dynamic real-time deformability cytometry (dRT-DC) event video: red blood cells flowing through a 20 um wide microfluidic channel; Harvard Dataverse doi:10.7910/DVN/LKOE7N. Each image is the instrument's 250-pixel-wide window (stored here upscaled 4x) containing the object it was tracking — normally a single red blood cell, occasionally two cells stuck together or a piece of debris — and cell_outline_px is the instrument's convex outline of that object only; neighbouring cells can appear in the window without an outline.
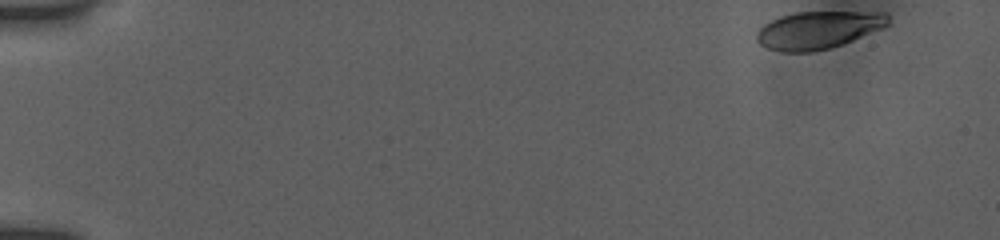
{"species": "human", "species_latin": "Homo sapiens", "temperature_condition": "room temperature", "stored_images_in_passage": 60, "camera_frame_rate_fps": 3000, "um_per_image_px": 0.085, "donor": {"sex": "female"}, "frame": {"image": 1, "passage_image": 1, "time_ms": 0.0, "image_size_px": [1000, 240], "cell_outline_px": [[888, 24], [880, 28], [852, 40], [828, 48], [808, 52], [784, 52], [768, 48], [760, 44], [756, 40], [756, 32], [764, 24], [780, 16], [796, 12], [888, 12]], "centroid_in_image_um": [69.5, 2.54], "position_along_channel_um": 15.5, "area_um2": 28.38}}
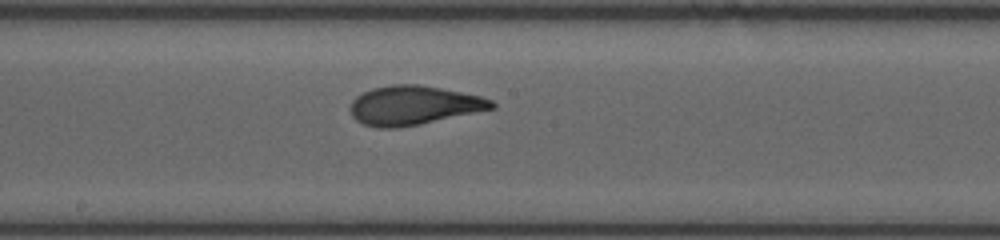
{"frame": {"image": 2, "passage_image": 29, "time_ms": 9.0, "image_size_px": [1000, 240], "cell_outline_px": [[496, 108], [420, 124], [396, 128], [376, 128], [364, 124], [356, 120], [352, 116], [352, 100], [356, 96], [372, 88], [392, 84], [420, 84], [480, 96], [492, 100], [496, 104]], "centroid_in_image_um": [35.16, 8.95], "position_along_channel_um": 213.0, "area_um2": 32.08}}
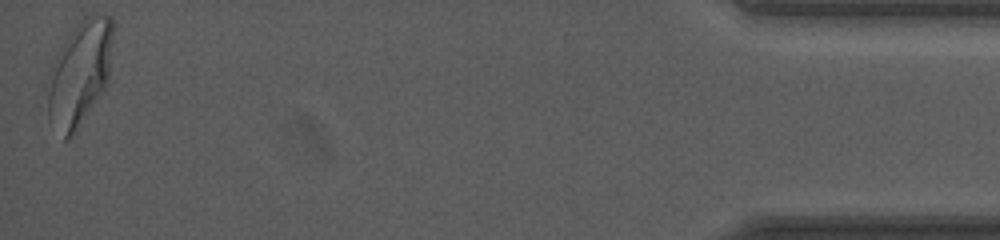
{"frame": {"image": 3, "passage_image": 60, "time_ms": 16.667, "image_size_px": [1000, 240], "cell_outline_px": [[112, 36], [108, 80], [72, 136], [68, 140], [64, 140], [48, 120], [48, 92], [52, 60], [60, 48], [80, 20], [92, 12], [96, 12], [108, 16], [112, 20]], "centroid_in_image_um": [6.75, 6.2], "position_along_channel_um": 428.5, "area_um2": 39.13}, "authors_computed_cell_mechanics": {"area_um2": 31.501, "velocity_mm_per_s": 3.842, "shape_relaxation_time_tau1_ms": 4.5085, "shape_relaxation_time_tau2_ms": 0.9789, "deformation_change_tau1": 0.1887, "deformation_change_tau2": 0.072}}